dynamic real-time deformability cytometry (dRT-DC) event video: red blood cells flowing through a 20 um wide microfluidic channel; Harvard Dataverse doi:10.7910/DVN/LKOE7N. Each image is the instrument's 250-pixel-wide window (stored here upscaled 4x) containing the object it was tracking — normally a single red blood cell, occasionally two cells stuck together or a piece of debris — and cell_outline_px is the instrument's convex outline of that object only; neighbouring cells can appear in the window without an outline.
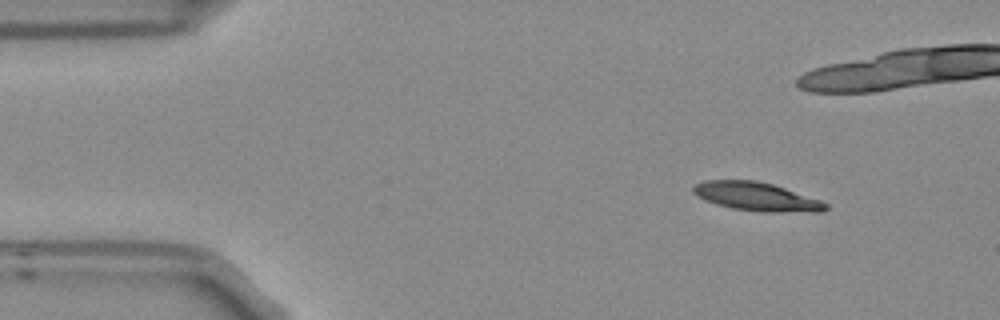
{"species": "Egyptian fruit bat (a non-hibernating species)", "species_latin": "Rousettus aegyptiacus", "temperature_condition": "room temperature", "stored_images_in_passage": 4, "camera_frame_rate_fps": 3000, "um_per_image_px": 0.085, "frame": {"image": 1, "passage_image": 1, "time_ms": 0.0, "image_size_px": [1000, 320], "cell_outline_px": [[828, 208], [824, 212], [764, 212], [732, 208], [716, 204], [704, 200], [696, 196], [692, 192], [692, 188], [696, 184], [704, 180], [756, 180], [772, 184], [820, 200], [828, 204]], "centroid_in_image_um": [64.29, 16.72], "position_along_channel_um": 20.7, "area_um2": 22.08}}